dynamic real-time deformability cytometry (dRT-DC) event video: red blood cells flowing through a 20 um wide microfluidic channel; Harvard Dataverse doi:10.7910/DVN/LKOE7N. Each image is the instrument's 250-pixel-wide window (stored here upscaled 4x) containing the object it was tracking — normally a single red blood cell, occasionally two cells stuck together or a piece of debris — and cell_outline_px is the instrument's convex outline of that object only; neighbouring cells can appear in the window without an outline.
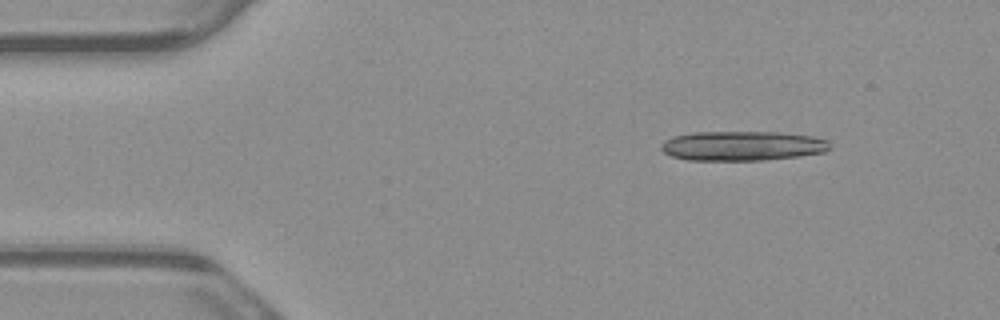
{"species": "common noctule bat (a hibernating species)", "species_latin": "Nyctalus noctula", "temperature_condition": "warm", "stored_images_in_passage": 5, "camera_frame_rate_fps": 3000, "um_per_image_px": 0.085, "animal": {"sex": "male", "body_mass_g": 23.1, "forearm_length_mm": 52.7}, "frame": {"image": 1, "passage_image": 2, "time_ms": 0.333, "image_size_px": [1000, 320], "cell_outline_px": [[832, 148], [824, 152], [800, 156], [764, 160], [688, 160], [672, 156], [664, 152], [660, 148], [660, 144], [664, 140], [672, 136], [692, 132], [776, 132], [812, 136], [828, 140]], "centroid_in_image_um": [63.09, 12.39], "position_along_channel_um": 21.9, "area_um2": 29.3}}